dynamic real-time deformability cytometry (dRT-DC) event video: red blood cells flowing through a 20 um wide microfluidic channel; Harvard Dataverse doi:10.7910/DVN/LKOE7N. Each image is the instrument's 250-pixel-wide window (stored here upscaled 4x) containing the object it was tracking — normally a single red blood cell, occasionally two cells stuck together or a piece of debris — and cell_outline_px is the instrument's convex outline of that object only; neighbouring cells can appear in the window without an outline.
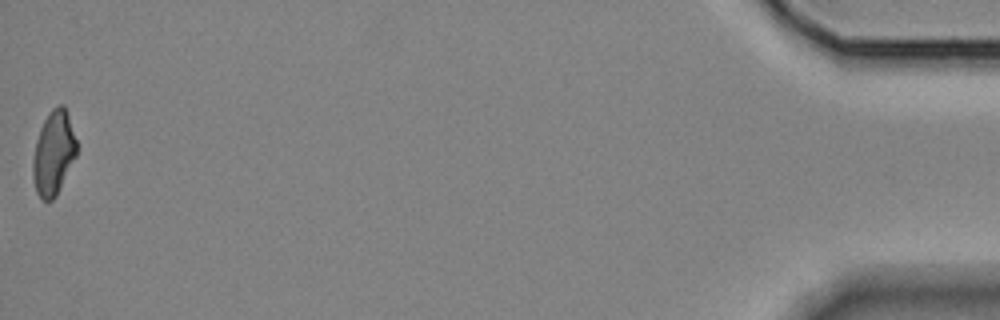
{"species": "Egyptian fruit bat (a non-hibernating species)", "species_latin": "Rousettus aegyptiacus", "temperature_condition": "room temperature", "stored_images_in_passage": 15, "camera_frame_rate_fps": 3000, "um_per_image_px": 0.085, "animal": {"sex": "female"}, "frame": {"image": 1, "passage_image": 15, "time_ms": 18.333, "image_size_px": [1000, 320], "cell_outline_px": [[76, 156], [56, 196], [52, 200], [44, 200], [36, 192], [32, 176], [32, 160], [36, 140], [40, 128], [44, 120], [52, 108], [60, 104], [64, 104], [68, 112], [76, 140]], "centroid_in_image_um": [4.54, 12.99], "position_along_channel_um": 430.7, "area_um2": 21.44}, "authors_computed_cell_mechanics": {"area_um2": 23.987, "velocity_mm_per_s": 3.598, "shape_relaxation_time_tau1_ms": null, "shape_relaxation_time_tau2_ms": 1.6166, "deformation_change_tau1": null, "deformation_change_tau2": 0.0566}}